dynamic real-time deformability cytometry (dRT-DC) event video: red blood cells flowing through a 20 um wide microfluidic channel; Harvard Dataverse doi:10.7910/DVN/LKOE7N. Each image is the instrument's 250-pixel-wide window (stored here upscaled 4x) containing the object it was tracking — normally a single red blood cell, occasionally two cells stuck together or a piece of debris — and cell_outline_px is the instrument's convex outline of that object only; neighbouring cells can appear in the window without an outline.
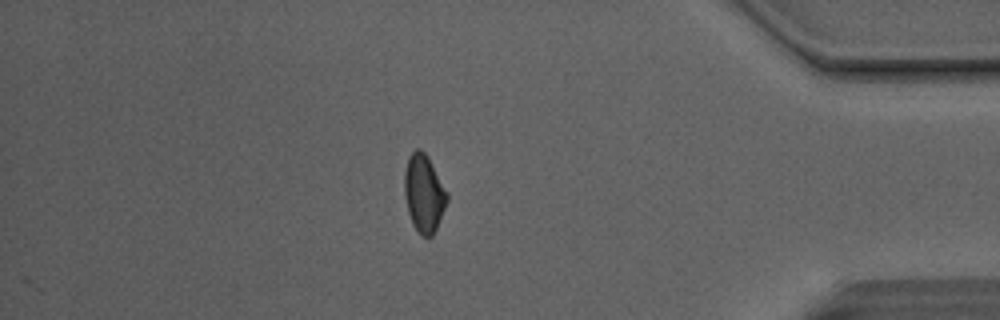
{"species": "Egyptian fruit bat (a non-hibernating species)", "species_latin": "Rousettus aegyptiacus", "temperature_condition": "room temperature", "stored_images_in_passage": 31, "camera_frame_rate_fps": 3000, "um_per_image_px": 0.085, "animal": {"sex": "male"}, "frame": {"image": 1, "passage_image": 31, "time_ms": 10.0, "image_size_px": [1000, 320], "cell_outline_px": [[448, 200], [436, 228], [432, 236], [420, 236], [416, 232], [412, 224], [408, 212], [404, 196], [404, 172], [408, 156], [416, 148], [420, 148], [428, 156], [448, 192]], "centroid_in_image_um": [36.02, 16.42], "position_along_channel_um": 399.2, "area_um2": 19.54}, "authors_computed_cell_mechanics": {"area_um2": 19.363, "velocity_mm_per_s": 4.1587, "shape_relaxation_time_tau1_ms": null, "shape_relaxation_time_tau2_ms": 3.3646, "deformation_change_tau1": null, "deformation_change_tau2": 0.1038}}